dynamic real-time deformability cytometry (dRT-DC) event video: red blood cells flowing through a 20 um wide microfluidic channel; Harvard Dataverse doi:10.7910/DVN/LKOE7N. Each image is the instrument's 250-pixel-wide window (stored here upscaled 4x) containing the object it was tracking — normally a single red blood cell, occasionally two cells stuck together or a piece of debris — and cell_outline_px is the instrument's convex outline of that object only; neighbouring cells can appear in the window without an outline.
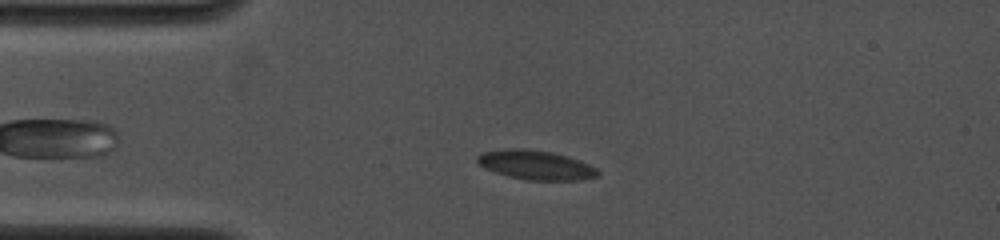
{"species": "common noctule bat (a hibernating species)", "species_latin": "Nyctalus noctula", "temperature_condition": "cold", "stored_images_in_passage": 28, "camera_frame_rate_fps": 4000, "um_per_image_px": 0.085, "animal": {"sex": "female", "body_mass_g": 19.0, "forearm_length_mm": 53.3}, "frame": {"image": 1, "passage_image": 6, "time_ms": 2.75, "image_size_px": [1000, 240], "cell_outline_px": [[600, 176], [580, 180], [528, 180], [508, 176], [484, 168], [476, 160], [476, 156], [484, 152], [512, 148], [524, 148], [552, 152], [568, 156], [588, 164], [596, 168], [600, 172]], "centroid_in_image_um": [45.57, 14.03], "position_along_channel_um": 39.4, "area_um2": 20.52}}
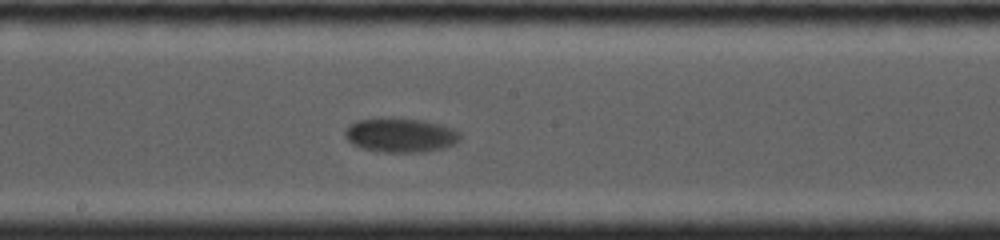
{"frame": {"image": 2, "passage_image": 16, "time_ms": 8.0, "image_size_px": [1000, 240], "cell_outline_px": [[460, 140], [444, 148], [424, 152], [380, 152], [364, 148], [352, 144], [344, 136], [344, 132], [348, 124], [356, 120], [392, 116], [420, 120], [440, 124], [452, 128], [460, 132]], "centroid_in_image_um": [34.0, 11.46], "position_along_channel_um": 214.2, "area_um2": 23.35}}
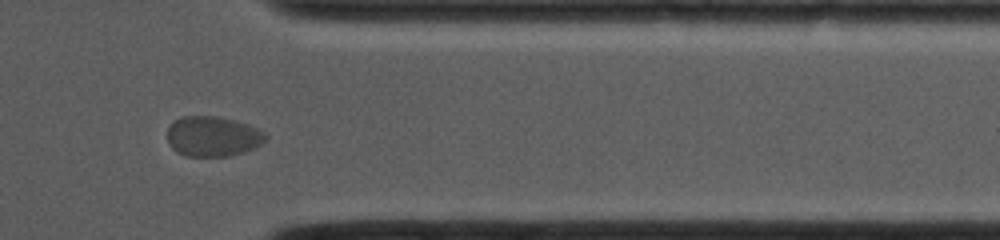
{"frame": {"image": 3, "passage_image": 25, "time_ms": 12.75, "image_size_px": [1000, 240], "cell_outline_px": [[264, 140], [256, 148], [232, 156], [188, 156], [176, 152], [168, 144], [168, 128], [172, 120], [180, 116], [216, 116], [236, 120], [248, 124], [264, 132]], "centroid_in_image_um": [18.05, 11.59], "position_along_channel_um": 393.4, "area_um2": 23.18}, "authors_computed_cell_mechanics": {"area_um2": 21.9929, "velocity_mm_per_s": 3.7816, "shape_relaxation_time_tau1_ms": 1.9273, "shape_relaxation_time_tau2_ms": null, "deformation_change_tau1": 0.0646, "deformation_change_tau2": null}}